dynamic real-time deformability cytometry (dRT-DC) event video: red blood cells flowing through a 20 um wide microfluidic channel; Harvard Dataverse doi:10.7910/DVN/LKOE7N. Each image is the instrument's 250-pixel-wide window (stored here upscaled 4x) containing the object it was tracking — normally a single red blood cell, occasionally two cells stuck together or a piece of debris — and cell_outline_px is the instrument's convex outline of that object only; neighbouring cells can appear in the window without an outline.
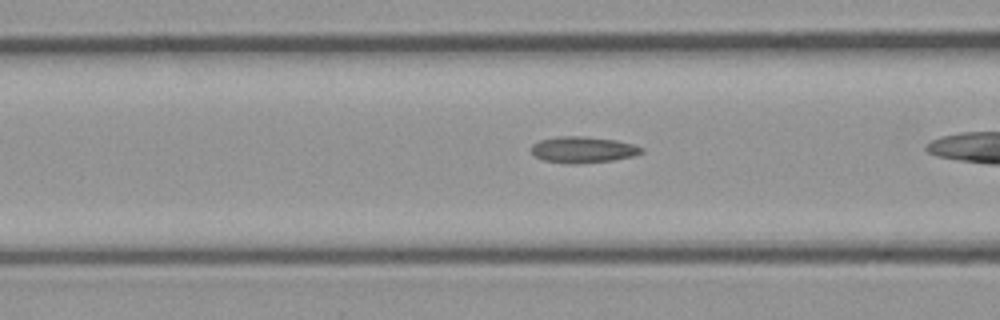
{"species": "common noctule bat (a hibernating species)", "species_latin": "Nyctalus noctula", "temperature_condition": "cold", "stored_images_in_passage": 36, "camera_frame_rate_fps": 3000, "um_per_image_px": 0.085, "animal": {"sex": "male", "body_mass_g": 23.1, "forearm_length_mm": 52.7}, "frame": {"image": 1, "passage_image": 15, "time_ms": 4.667, "image_size_px": [1000, 320], "cell_outline_px": [[644, 152], [636, 156], [612, 160], [580, 164], [568, 164], [544, 160], [536, 156], [532, 152], [532, 144], [540, 140], [556, 136], [584, 136], [616, 140], [632, 144], [644, 148]], "centroid_in_image_um": [49.58, 12.72], "position_along_channel_um": 117.0, "area_um2": 16.99}}
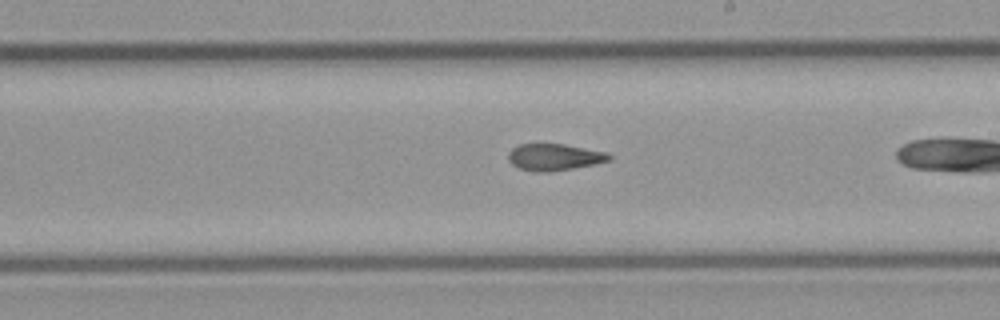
{"frame": {"image": 2, "passage_image": 25, "time_ms": 8.0, "image_size_px": [1000, 320], "cell_outline_px": [[612, 160], [596, 164], [552, 172], [532, 172], [520, 168], [512, 164], [508, 160], [508, 152], [512, 148], [520, 144], [564, 144], [608, 152], [612, 156]], "centroid_in_image_um": [47.15, 13.36], "position_along_channel_um": 241.9, "area_um2": 15.95}}
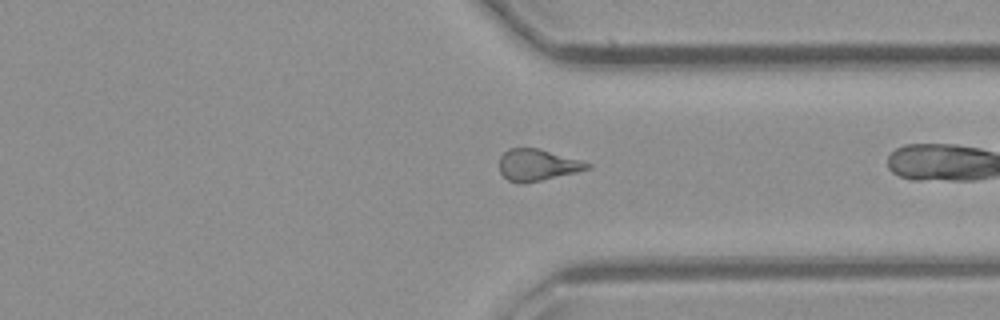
{"frame": {"image": 3, "passage_image": 35, "time_ms": 11.333, "image_size_px": [1000, 320], "cell_outline_px": [[592, 168], [576, 172], [524, 184], [520, 184], [508, 180], [500, 172], [500, 156], [508, 148], [540, 148], [580, 160], [592, 164]], "centroid_in_image_um": [45.68, 14.02], "position_along_channel_um": 365.7, "area_um2": 16.24}}